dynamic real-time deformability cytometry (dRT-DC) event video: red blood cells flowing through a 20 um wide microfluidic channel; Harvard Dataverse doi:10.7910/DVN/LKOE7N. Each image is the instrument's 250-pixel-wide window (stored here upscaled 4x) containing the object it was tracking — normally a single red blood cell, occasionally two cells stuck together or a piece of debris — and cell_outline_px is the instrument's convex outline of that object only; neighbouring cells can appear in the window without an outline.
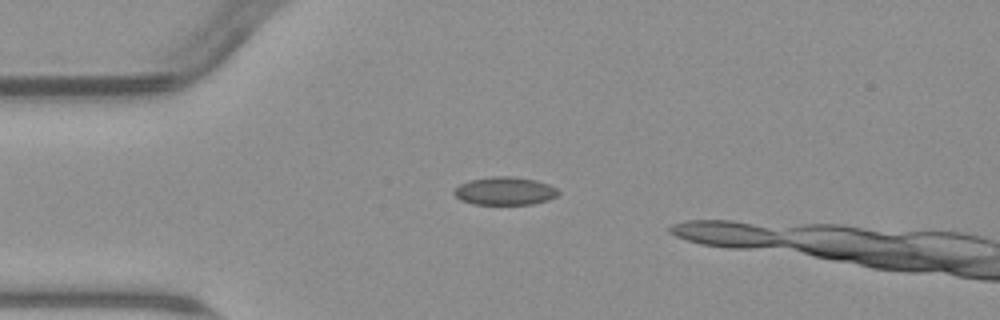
{"species": "common noctule bat (a hibernating species)", "species_latin": "Nyctalus noctula", "temperature_condition": "warm", "stored_images_in_passage": 9, "camera_frame_rate_fps": 3000, "um_per_image_px": 0.085, "animal": {"sex": "male", "body_mass_g": 23.1, "forearm_length_mm": 52.7}, "frame": {"image": 1, "passage_image": 4, "time_ms": 3.667, "image_size_px": [1000, 320], "cell_outline_px": [[560, 192], [556, 196], [548, 200], [532, 204], [472, 204], [460, 200], [452, 192], [460, 184], [468, 180], [492, 176], [512, 176], [536, 180], [548, 184], [556, 188]], "centroid_in_image_um": [42.89, 16.23], "position_along_channel_um": 42.1, "area_um2": 17.11}}
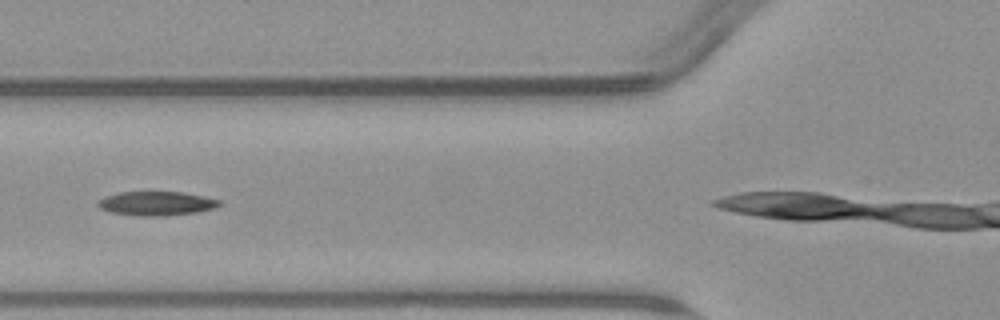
{"frame": {"image": 2, "passage_image": 7, "time_ms": 8.0, "image_size_px": [1000, 320], "cell_outline_px": [[220, 204], [216, 208], [196, 212], [168, 216], [140, 216], [112, 212], [100, 208], [96, 204], [104, 196], [120, 192], [184, 192], [204, 196], [220, 200]], "centroid_in_image_um": [13.32, 17.29], "position_along_channel_um": 112.5, "area_um2": 17.05}}